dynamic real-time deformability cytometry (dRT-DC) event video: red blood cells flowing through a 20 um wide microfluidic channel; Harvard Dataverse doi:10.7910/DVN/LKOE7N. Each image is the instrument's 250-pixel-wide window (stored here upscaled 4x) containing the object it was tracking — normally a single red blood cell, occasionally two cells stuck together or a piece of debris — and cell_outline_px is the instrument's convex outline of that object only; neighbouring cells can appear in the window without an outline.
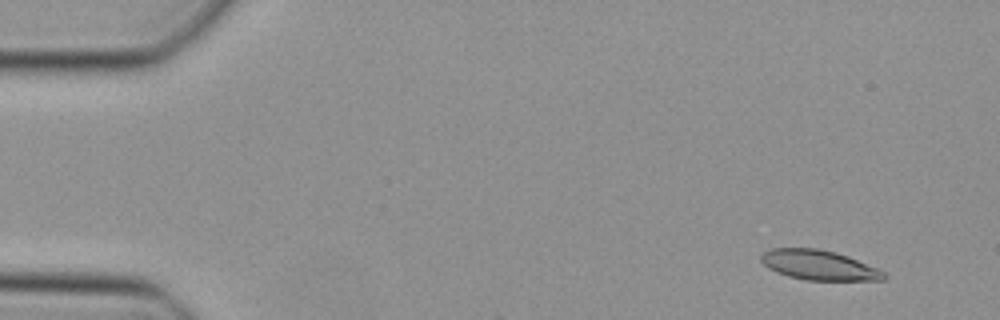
{"species": "Egyptian fruit bat (a non-hibernating species)", "species_latin": "Rousettus aegyptiacus", "temperature_condition": "cold", "stored_images_in_passage": 7, "camera_frame_rate_fps": 3000, "um_per_image_px": 0.085, "animal": {"sex": "female"}, "frame": {"image": 1, "passage_image": 3, "time_ms": 0.667, "image_size_px": [1000, 320], "cell_outline_px": [[888, 276], [884, 280], [804, 280], [788, 276], [776, 272], [768, 268], [760, 260], [760, 256], [764, 252], [772, 248], [816, 248], [836, 252], [848, 256], [880, 268]], "centroid_in_image_um": [69.64, 22.53], "position_along_channel_um": 15.4, "area_um2": 21.56}}